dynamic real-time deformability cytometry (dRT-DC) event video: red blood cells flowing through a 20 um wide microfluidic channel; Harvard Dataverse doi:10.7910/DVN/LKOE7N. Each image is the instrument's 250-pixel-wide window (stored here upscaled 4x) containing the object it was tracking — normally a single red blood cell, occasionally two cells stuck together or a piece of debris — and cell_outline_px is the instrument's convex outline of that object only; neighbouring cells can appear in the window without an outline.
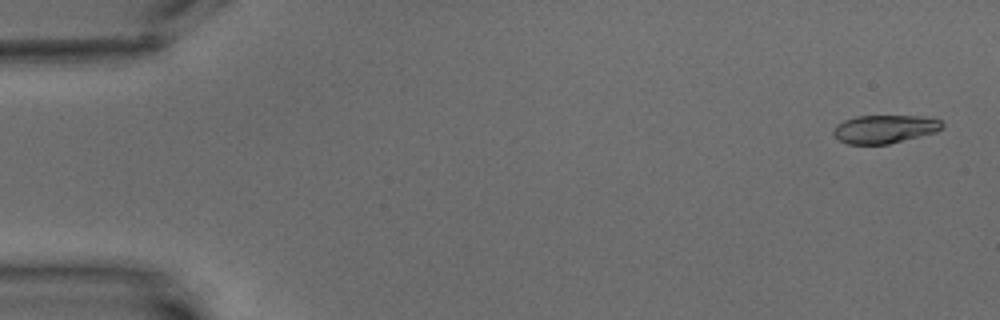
{"species": "common noctule bat (a hibernating species)", "species_latin": "Nyctalus noctula", "temperature_condition": "warm", "stored_images_in_passage": 10, "camera_frame_rate_fps": 3000, "um_per_image_px": 0.085, "animal": {"sex": "male", "body_mass_g": 15.6}, "frame": {"image": 1, "passage_image": 1, "time_ms": 0.0, "image_size_px": [1000, 320], "cell_outline_px": [[944, 124], [936, 132], [888, 144], [848, 144], [840, 140], [832, 132], [836, 124], [844, 120], [856, 116], [924, 116], [940, 120]], "centroid_in_image_um": [75.18, 10.96], "position_along_channel_um": 9.8, "area_um2": 17.8}}
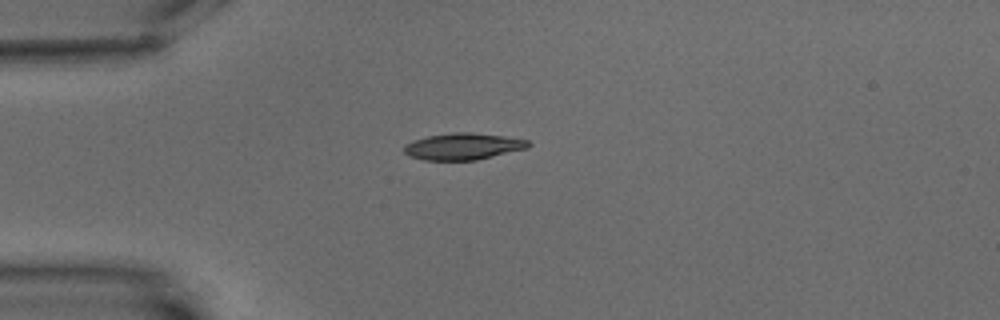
{"frame": {"image": 2, "passage_image": 5, "time_ms": 4.667, "image_size_px": [1000, 320], "cell_outline_px": [[532, 144], [528, 148], [476, 160], [424, 160], [408, 156], [404, 152], [404, 144], [412, 140], [428, 136], [452, 132], [472, 132], [504, 136], [528, 140]], "centroid_in_image_um": [39.35, 12.44], "position_along_channel_um": 45.7, "area_um2": 19.42}}
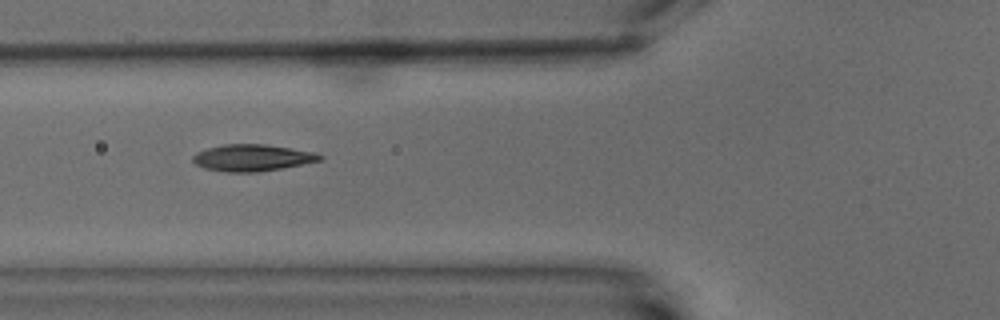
{"frame": {"image": 3, "passage_image": 7, "time_ms": 7.0, "image_size_px": [1000, 320], "cell_outline_px": [[324, 156], [320, 160], [280, 168], [256, 172], [224, 172], [204, 168], [196, 164], [192, 160], [192, 156], [196, 152], [208, 148], [224, 144], [264, 144], [312, 152]], "centroid_in_image_um": [21.36, 13.41], "position_along_channel_um": 104.4, "area_um2": 19.42}}